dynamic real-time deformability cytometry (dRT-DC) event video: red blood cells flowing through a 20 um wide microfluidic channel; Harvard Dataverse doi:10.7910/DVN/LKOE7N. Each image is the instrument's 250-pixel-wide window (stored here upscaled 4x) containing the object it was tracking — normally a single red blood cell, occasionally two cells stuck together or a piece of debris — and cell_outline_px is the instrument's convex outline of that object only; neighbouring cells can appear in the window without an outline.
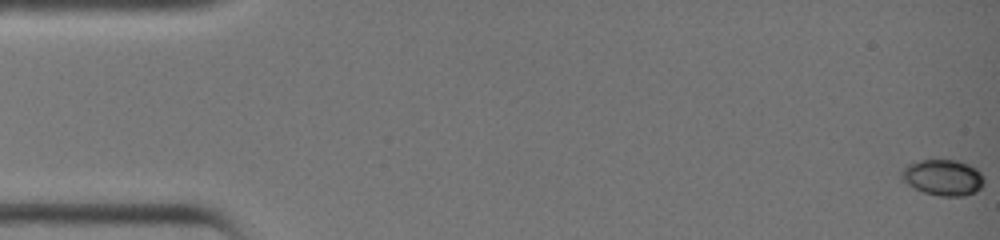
{"species": "common noctule bat (a hibernating species)", "species_latin": "Nyctalus noctula", "temperature_condition": "warm", "stored_images_in_passage": 40, "camera_frame_rate_fps": 3000, "um_per_image_px": 0.085, "animal": {"sex": "female", "body_mass_g": 19.0, "forearm_length_mm": 51.5}, "frame": {"image": 1, "passage_image": 1, "time_ms": 0.0, "image_size_px": [1000, 240], "cell_outline_px": [[984, 184], [976, 192], [964, 196], [940, 196], [924, 192], [908, 184], [900, 176], [900, 172], [908, 164], [932, 156], [956, 160], [968, 164], [976, 168], [980, 172], [984, 180]], "centroid_in_image_um": [80.15, 15.04], "position_along_channel_um": 4.8, "area_um2": 17.74}}
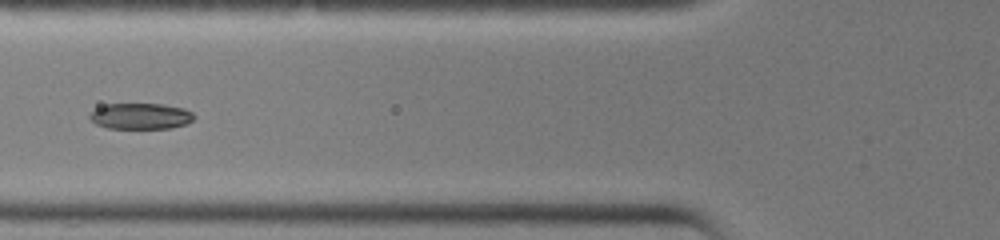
{"frame": {"image": 2, "passage_image": 17, "time_ms": 5.333, "image_size_px": [1000, 240], "cell_outline_px": [[196, 116], [192, 120], [184, 124], [172, 128], [108, 128], [96, 124], [88, 116], [96, 108], [104, 104], [164, 104], [184, 108], [192, 112]], "centroid_in_image_um": [11.96, 9.86], "position_along_channel_um": 113.8, "area_um2": 15.78}}
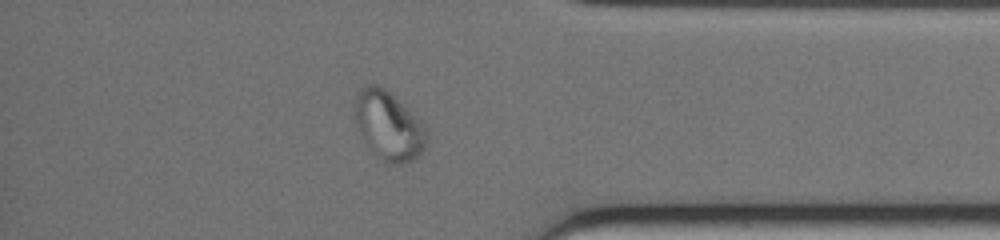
{"frame": {"image": 3, "passage_image": 35, "time_ms": 11.333, "image_size_px": [1000, 240], "cell_outline_px": [[428, 144], [412, 160], [400, 164], [392, 164], [380, 160], [376, 156], [360, 136], [356, 124], [352, 108], [356, 96], [360, 88], [364, 84], [376, 84], [384, 88], [412, 112], [424, 124], [428, 132]], "centroid_in_image_um": [33.0, 10.68], "position_along_channel_um": 402.2, "area_um2": 29.19}}